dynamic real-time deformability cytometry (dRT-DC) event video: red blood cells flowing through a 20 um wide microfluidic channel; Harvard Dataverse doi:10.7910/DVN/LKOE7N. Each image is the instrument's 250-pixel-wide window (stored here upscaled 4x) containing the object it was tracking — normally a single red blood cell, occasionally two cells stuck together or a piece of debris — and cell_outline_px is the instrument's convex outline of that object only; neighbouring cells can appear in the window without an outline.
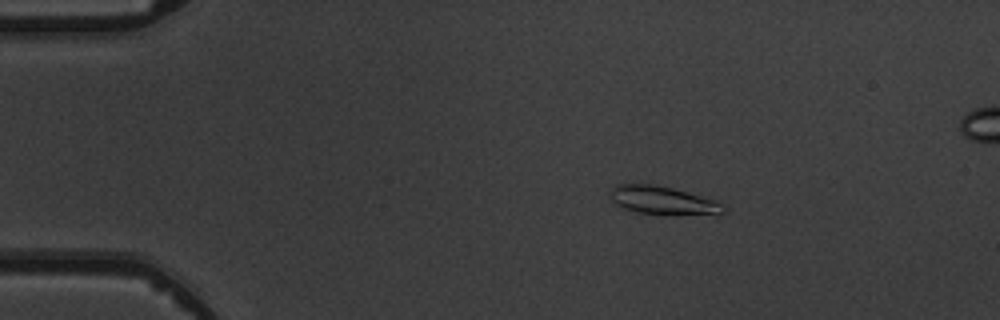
{"species": "common noctule bat (a hibernating species)", "species_latin": "Nyctalus noctula", "temperature_condition": "warm", "stored_images_in_passage": 6, "segment_of_instrument_passage": [1, 2], "camera_frame_rate_fps": 3000, "um_per_image_px": 0.085, "animal": {"sex": "male", "body_mass_g": 19.5, "forearm_length_mm": 54.6}, "frame": {"image": 1, "passage_image": 3, "time_ms": 2.333, "image_size_px": [1000, 320], "cell_outline_px": [[724, 212], [668, 216], [636, 212], [624, 208], [616, 204], [612, 200], [612, 188], [616, 184], [652, 184], [672, 188], [716, 200], [724, 204]], "centroid_in_image_um": [56.33, 17.05], "position_along_channel_um": 28.7, "area_um2": 18.55}}